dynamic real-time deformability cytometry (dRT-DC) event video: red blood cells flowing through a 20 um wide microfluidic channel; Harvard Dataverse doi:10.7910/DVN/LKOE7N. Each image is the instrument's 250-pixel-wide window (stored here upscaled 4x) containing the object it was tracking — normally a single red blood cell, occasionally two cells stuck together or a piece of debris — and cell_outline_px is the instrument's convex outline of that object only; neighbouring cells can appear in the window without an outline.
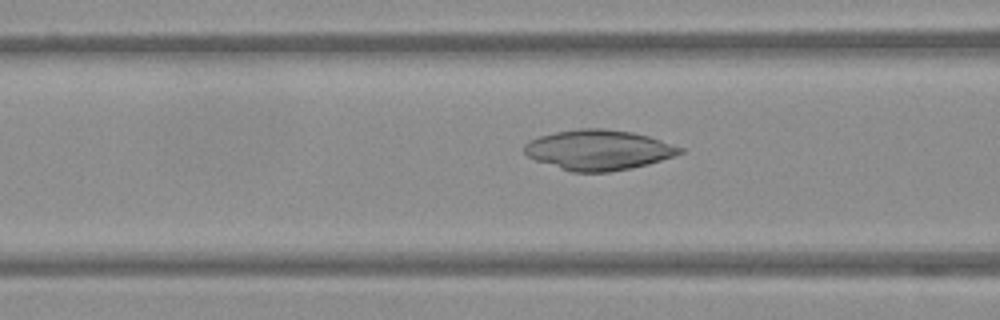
{"species": "Egyptian fruit bat (a non-hibernating species)", "species_latin": "Rousettus aegyptiacus", "temperature_condition": "warm", "stored_images_in_passage": 39, "camera_frame_rate_fps": 3000, "um_per_image_px": 0.085, "frame": {"image": 1, "passage_image": 7, "time_ms": 2.0, "image_size_px": [1000, 320], "cell_outline_px": [[684, 152], [648, 164], [632, 168], [608, 172], [572, 172], [536, 160], [528, 156], [524, 152], [524, 144], [528, 140], [540, 136], [556, 132], [580, 128], [604, 128], [632, 132], [648, 136], [684, 148]], "centroid_in_image_um": [50.86, 12.74], "position_along_channel_um": 115.7, "area_um2": 36.24}}
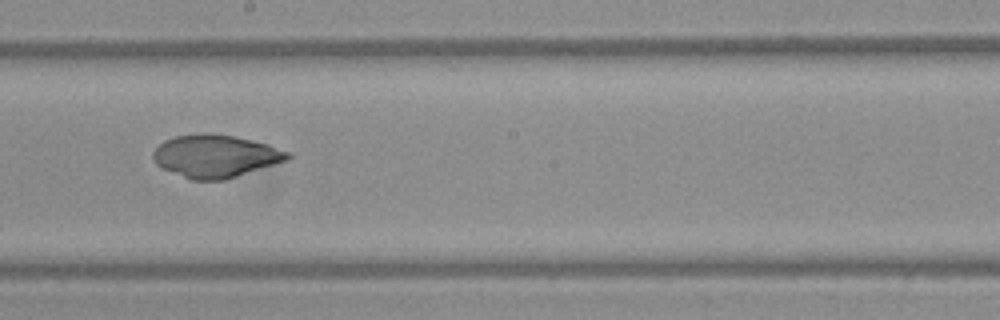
{"frame": {"image": 2, "passage_image": 16, "time_ms": 5.0, "image_size_px": [1000, 320], "cell_outline_px": [[292, 156], [288, 160], [224, 180], [192, 180], [160, 168], [156, 164], [152, 156], [152, 152], [164, 140], [176, 136], [204, 132], [236, 136], [268, 144], [292, 152]], "centroid_in_image_um": [18.32, 13.26], "position_along_channel_um": 229.9, "area_um2": 33.7}}
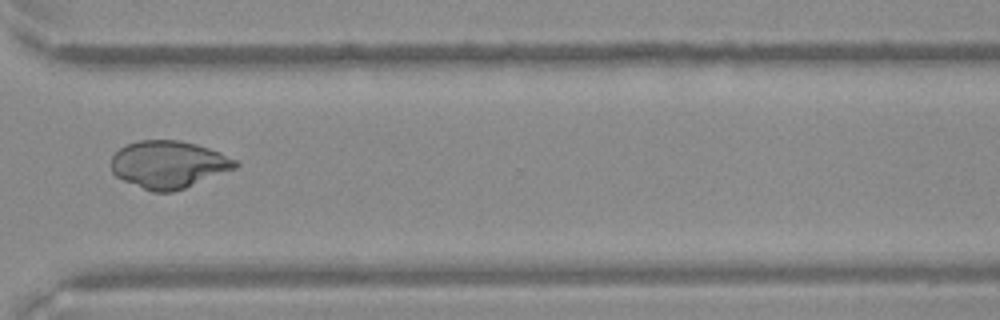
{"frame": {"image": 3, "passage_image": 26, "time_ms": 8.333, "image_size_px": [1000, 320], "cell_outline_px": [[240, 164], [236, 168], [184, 188], [172, 192], [152, 192], [124, 180], [116, 176], [112, 172], [112, 156], [120, 148], [128, 144], [140, 140], [180, 140], [196, 144], [220, 152], [236, 160]], "centroid_in_image_um": [14.34, 13.97], "position_along_channel_um": 356.3, "area_um2": 34.04}}